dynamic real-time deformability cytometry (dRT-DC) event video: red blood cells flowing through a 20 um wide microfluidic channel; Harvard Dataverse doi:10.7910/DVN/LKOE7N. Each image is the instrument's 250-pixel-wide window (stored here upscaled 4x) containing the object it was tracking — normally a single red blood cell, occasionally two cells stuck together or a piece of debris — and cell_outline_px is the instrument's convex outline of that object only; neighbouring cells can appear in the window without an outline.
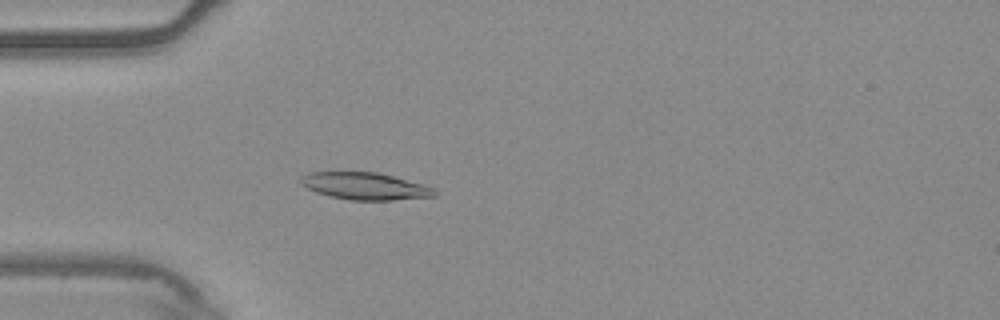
{"species": "common noctule bat (a hibernating species)", "species_latin": "Nyctalus noctula", "temperature_condition": "warm", "stored_images_in_passage": 55, "camera_frame_rate_fps": 3000, "um_per_image_px": 0.085, "animal": {"sex": "male", "body_mass_g": 20.4}, "frame": {"image": 1, "passage_image": 16, "time_ms": 5.0, "image_size_px": [1000, 320], "cell_outline_px": [[436, 196], [392, 200], [352, 200], [328, 196], [316, 192], [300, 184], [300, 176], [308, 172], [376, 172], [424, 184], [436, 188]], "centroid_in_image_um": [31.02, 15.82], "position_along_channel_um": 54.0, "area_um2": 21.21}}
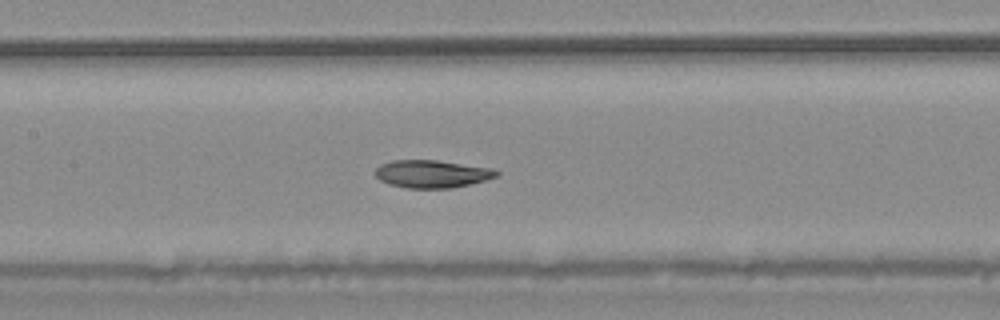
{"frame": {"image": 2, "passage_image": 26, "time_ms": 8.333, "image_size_px": [1000, 320], "cell_outline_px": [[500, 176], [452, 188], [408, 188], [388, 184], [380, 180], [376, 176], [376, 168], [380, 164], [392, 160], [436, 160], [492, 168], [500, 172]], "centroid_in_image_um": [36.72, 14.78], "position_along_channel_um": 170.7, "area_um2": 19.54}}
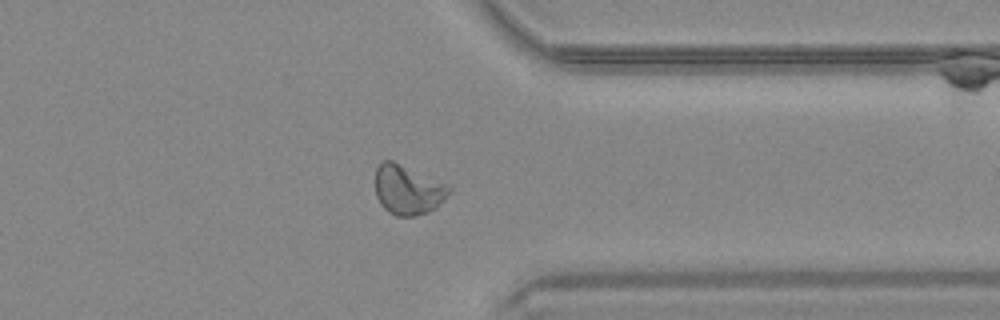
{"frame": {"image": 3, "passage_image": 43, "time_ms": 14.0, "image_size_px": [1000, 320], "cell_outline_px": [[452, 192], [436, 208], [428, 212], [412, 216], [396, 216], [388, 212], [380, 204], [376, 196], [376, 168], [384, 160], [392, 160], [444, 184], [452, 188]], "centroid_in_image_um": [34.65, 16.16], "position_along_channel_um": 376.7, "area_um2": 21.04}, "authors_computed_cell_mechanics": {"area_um2": 21.0392, "velocity_mm_per_s": 3.7139, "shape_relaxation_time_tau1_ms": 7.1182, "shape_relaxation_time_tau2_ms": 7.3225, "deformation_change_tau1": 0.1575, "deformation_change_tau2": 0.0904}}